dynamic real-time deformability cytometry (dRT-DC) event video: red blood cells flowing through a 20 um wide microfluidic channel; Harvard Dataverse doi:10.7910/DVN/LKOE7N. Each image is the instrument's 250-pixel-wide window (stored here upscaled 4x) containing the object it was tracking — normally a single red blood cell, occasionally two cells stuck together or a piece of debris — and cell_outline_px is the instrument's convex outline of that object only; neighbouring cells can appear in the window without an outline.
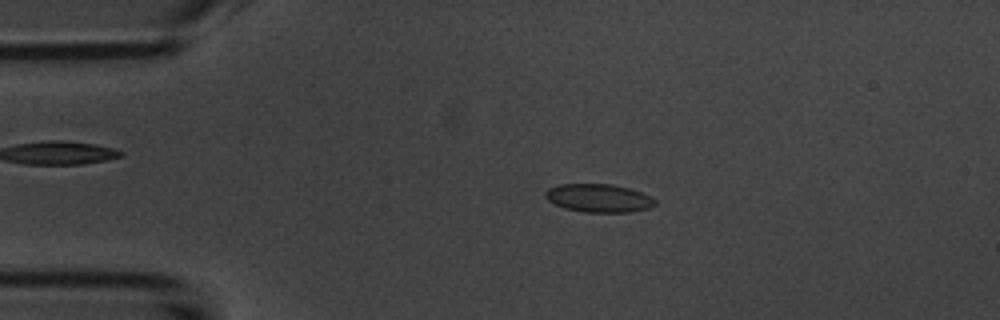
{"species": "common noctule bat (a hibernating species)", "species_latin": "Nyctalus noctula", "temperature_condition": "room temperature", "stored_images_in_passage": 53, "camera_frame_rate_fps": 3000, "um_per_image_px": 0.085, "animal": {"sex": "male", "body_mass_g": 20.1, "forearm_length_mm": 53.5}, "frame": {"image": 1, "passage_image": 10, "time_ms": 3.0, "image_size_px": [1000, 320], "cell_outline_px": [[656, 204], [648, 208], [632, 212], [584, 212], [564, 208], [548, 200], [544, 196], [544, 192], [548, 188], [560, 184], [612, 184], [628, 188], [652, 196], [656, 200]], "centroid_in_image_um": [50.89, 16.84], "position_along_channel_um": 34.1, "area_um2": 18.09}}
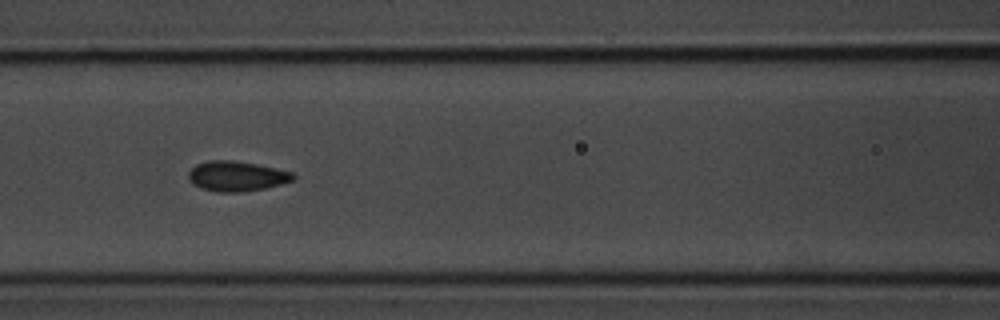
{"frame": {"image": 2, "passage_image": 22, "time_ms": 7.0, "image_size_px": [1000, 320], "cell_outline_px": [[296, 180], [264, 188], [240, 192], [216, 192], [200, 188], [192, 184], [188, 180], [188, 172], [196, 164], [208, 160], [232, 160], [256, 164], [276, 168], [292, 172], [296, 176]], "centroid_in_image_um": [20.09, 14.97], "position_along_channel_um": 146.5, "area_um2": 18.5}}
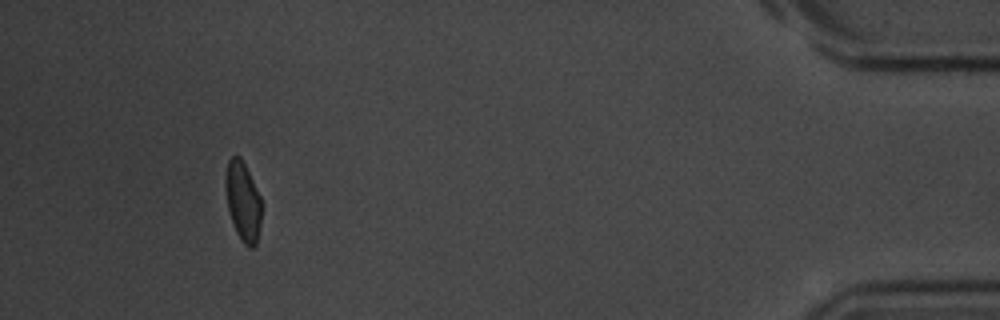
{"frame": {"image": 3, "passage_image": 49, "time_ms": 16.0, "image_size_px": [1000, 320], "cell_outline_px": [[260, 224], [256, 244], [252, 248], [248, 248], [244, 244], [236, 232], [228, 208], [224, 184], [224, 180], [228, 160], [232, 156], [240, 156], [260, 196]], "centroid_in_image_um": [20.62, 17.11], "position_along_channel_um": 414.6, "area_um2": 16.36}, "authors_computed_cell_mechanics": {"area_um2": 17.7446, "velocity_mm_per_s": 3.7214, "shape_relaxation_time_tau1_ms": 4.291, "shape_relaxation_time_tau2_ms": 1.4233, "deformation_change_tau1": 0.0879, "deformation_change_tau2": 0.0648}}